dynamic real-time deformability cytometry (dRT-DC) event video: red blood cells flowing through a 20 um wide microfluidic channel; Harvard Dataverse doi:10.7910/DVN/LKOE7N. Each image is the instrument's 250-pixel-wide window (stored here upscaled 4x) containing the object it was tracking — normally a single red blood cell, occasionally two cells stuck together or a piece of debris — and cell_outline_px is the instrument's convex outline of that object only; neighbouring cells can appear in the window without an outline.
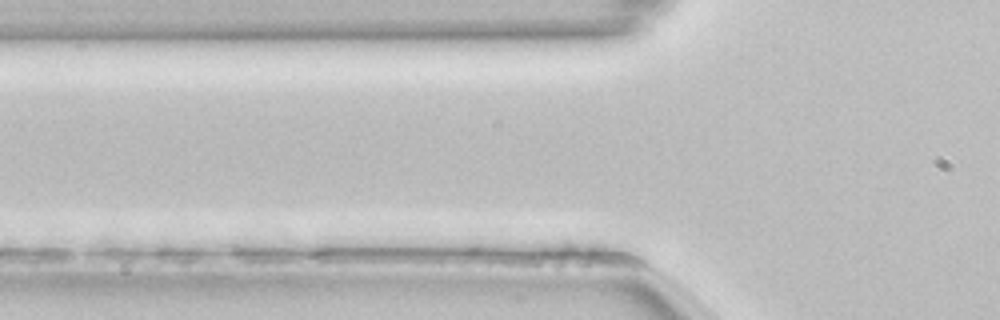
{"species": "common noctule bat (a hibernating species)", "species_latin": "Nyctalus noctula", "temperature_condition": "room temperature", "stored_images_in_passage": 2, "camera_frame_rate_fps": 3000, "um_per_image_px": 0.085, "animal": {"sex": "female", "body_mass_g": 22.7, "forearm_length_mm": 54.2}, "frame": {"image": 1, "passage_image": 2, "time_ms": 0.333, "image_size_px": [1000, 320], "cell_outline_px": [[636, 260], [624, 264], [520, 264], [512, 256], [568, 244], [620, 256]], "centroid_in_image_um": [48.46, 21.81], "position_along_channel_um": 77.3, "area_um2": 11.21}}